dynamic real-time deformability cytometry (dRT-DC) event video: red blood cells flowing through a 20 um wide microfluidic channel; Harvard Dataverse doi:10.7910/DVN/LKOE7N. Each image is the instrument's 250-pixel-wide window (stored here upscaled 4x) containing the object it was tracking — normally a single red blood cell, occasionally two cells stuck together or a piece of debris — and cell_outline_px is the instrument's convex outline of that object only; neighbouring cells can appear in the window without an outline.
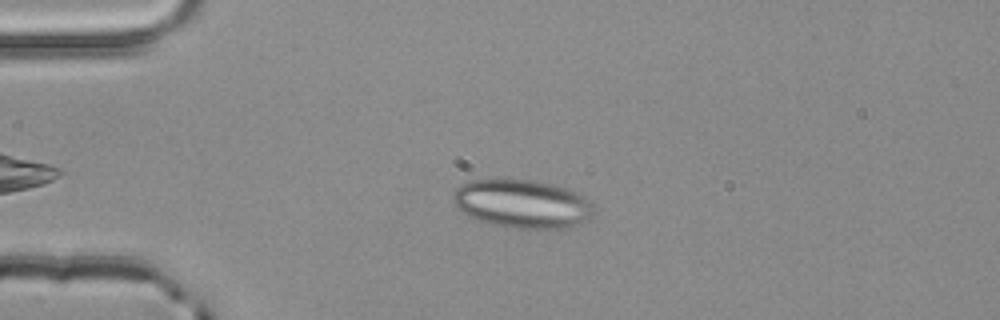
{"species": "common noctule bat (a hibernating species)", "species_latin": "Nyctalus noctula", "temperature_condition": "room temperature", "stored_images_in_passage": 3, "camera_frame_rate_fps": 3000, "um_per_image_px": 0.085, "animal": {"sex": "male", "body_mass_g": 20.4}, "frame": {"image": 1, "passage_image": 2, "time_ms": 0.333, "image_size_px": [1000, 320], "cell_outline_px": [[592, 216], [568, 228], [504, 228], [488, 224], [476, 220], [468, 216], [456, 204], [452, 196], [456, 188], [468, 180], [500, 176], [532, 180], [556, 184], [568, 188], [584, 196], [592, 204]], "centroid_in_image_um": [44.34, 17.28], "position_along_channel_um": 40.7, "area_um2": 40.63}}